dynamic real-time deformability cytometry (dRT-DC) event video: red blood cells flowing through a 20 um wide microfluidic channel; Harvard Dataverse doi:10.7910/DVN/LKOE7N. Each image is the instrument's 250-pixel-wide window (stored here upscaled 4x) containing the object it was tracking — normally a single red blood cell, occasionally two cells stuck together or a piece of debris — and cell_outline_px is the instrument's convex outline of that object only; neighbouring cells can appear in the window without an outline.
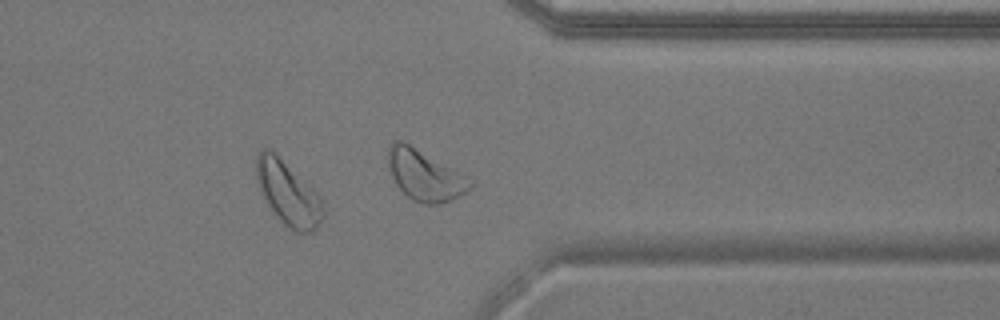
{"species": "common noctule bat (a hibernating species)", "species_latin": "Nyctalus noctula", "temperature_condition": "warm", "stored_images_in_passage": 36, "camera_frame_rate_fps": 3000, "um_per_image_px": 0.085, "animal": {"sex": "male", "body_mass_g": 17.9}, "frame": {"image": 1, "passage_image": 26, "time_ms": 8.333, "image_size_px": [1000, 320], "cell_outline_px": [[324, 216], [316, 228], [312, 232], [300, 232], [284, 224], [276, 216], [264, 200], [256, 180], [256, 152], [264, 148], [268, 148], [312, 188], [320, 196], [324, 204]], "centroid_in_image_um": [24.47, 16.44], "position_along_channel_um": 386.9, "area_um2": 24.45}, "authors_computed_cell_mechanics": {"area_um2": 20.0855, "velocity_mm_per_s": 3.7808, "shape_relaxation_time_tau1_ms": 2.3496, "shape_relaxation_time_tau2_ms": 2.0224, "deformation_change_tau1": 0.1008, "deformation_change_tau2": 0.0548}}